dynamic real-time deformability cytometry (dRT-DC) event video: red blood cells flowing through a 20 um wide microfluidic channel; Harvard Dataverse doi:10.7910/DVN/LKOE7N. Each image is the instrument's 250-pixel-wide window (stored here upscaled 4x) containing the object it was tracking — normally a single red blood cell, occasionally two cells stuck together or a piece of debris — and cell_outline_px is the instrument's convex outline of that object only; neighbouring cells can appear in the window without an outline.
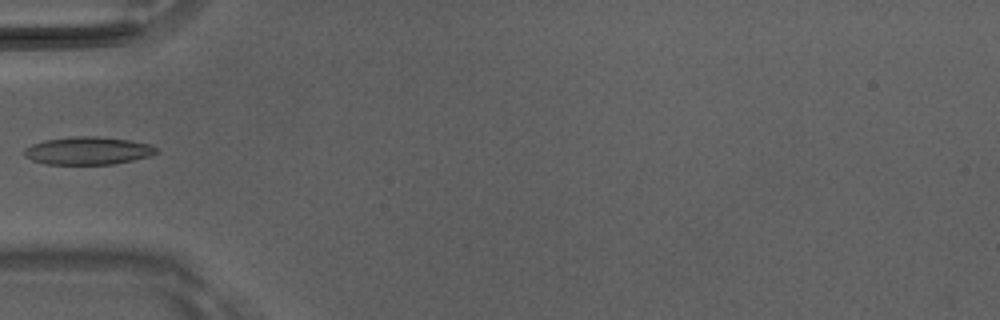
{"species": "Egyptian fruit bat (a non-hibernating species)", "species_latin": "Rousettus aegyptiacus", "temperature_condition": "room temperature", "stored_images_in_passage": 6, "camera_frame_rate_fps": 3000, "um_per_image_px": 0.085, "animal": {"sex": "male"}, "frame": {"image": 1, "passage_image": 5, "time_ms": 1.333, "image_size_px": [1000, 320], "cell_outline_px": [[160, 152], [148, 156], [132, 160], [112, 164], [44, 164], [32, 160], [24, 156], [24, 148], [32, 144], [44, 140], [72, 136], [96, 136], [128, 140], [148, 144], [156, 148]], "centroid_in_image_um": [7.43, 12.81], "position_along_channel_um": 77.6, "area_um2": 21.33}}